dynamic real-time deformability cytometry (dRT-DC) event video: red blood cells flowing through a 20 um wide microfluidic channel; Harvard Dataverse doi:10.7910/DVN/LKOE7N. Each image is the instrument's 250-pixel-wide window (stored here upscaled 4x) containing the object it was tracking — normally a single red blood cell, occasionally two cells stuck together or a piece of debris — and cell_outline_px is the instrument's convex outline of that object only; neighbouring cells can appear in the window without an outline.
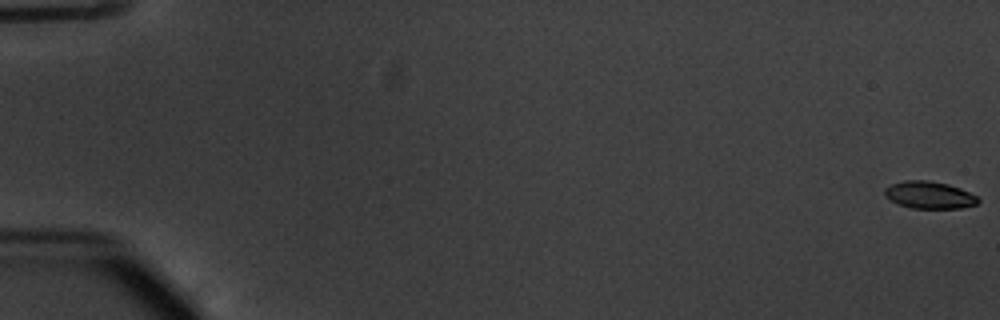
{"species": "common noctule bat (a hibernating species)", "species_latin": "Nyctalus noctula", "temperature_condition": "warm", "stored_images_in_passage": 55, "camera_frame_rate_fps": 3000, "um_per_image_px": 0.085, "animal": {"sex": "male", "body_mass_g": 20.1, "forearm_length_mm": 53.5}, "frame": {"image": 1, "passage_image": 1, "time_ms": 0.0, "image_size_px": [1000, 320], "cell_outline_px": [[980, 200], [976, 204], [960, 208], [912, 208], [900, 204], [884, 196], [884, 188], [892, 184], [904, 180], [928, 180], [948, 184], [960, 188], [976, 196]], "centroid_in_image_um": [78.98, 16.56], "position_along_channel_um": 6.0, "area_um2": 14.68}}
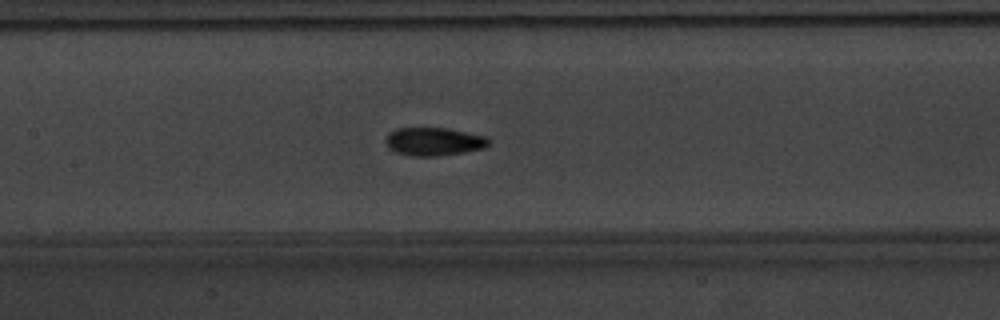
{"frame": {"image": 2, "passage_image": 28, "time_ms": 9.0, "image_size_px": [1000, 320], "cell_outline_px": [[488, 144], [484, 148], [464, 152], [436, 156], [412, 156], [396, 152], [388, 148], [384, 140], [388, 132], [396, 128], [448, 128], [488, 136]], "centroid_in_image_um": [36.85, 12.02], "position_along_channel_um": 170.6, "area_um2": 17.05}}
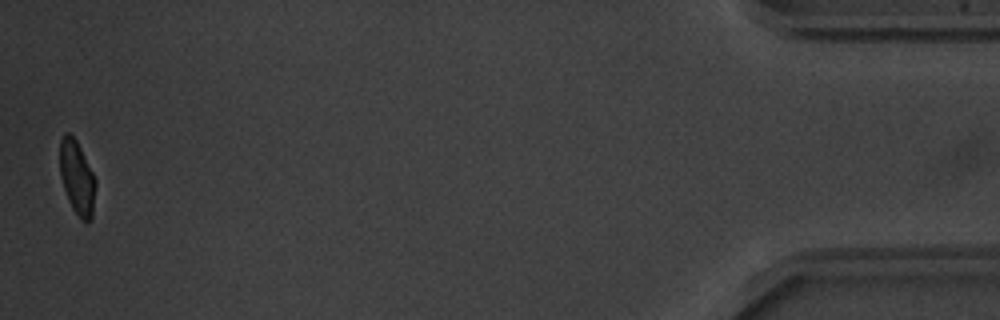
{"frame": {"image": 3, "passage_image": 55, "time_ms": 18.0, "image_size_px": [1000, 320], "cell_outline_px": [[96, 184], [92, 216], [88, 224], [80, 220], [72, 208], [68, 200], [60, 176], [60, 140], [64, 132], [68, 132], [76, 140], [96, 180]], "centroid_in_image_um": [6.54, 15.14], "position_along_channel_um": 428.7, "area_um2": 15.37}, "authors_computed_cell_mechanics": {"area_um2": 16.0106, "velocity_mm_per_s": 3.7948, "shape_relaxation_time_tau1_ms": 3.7673, "shape_relaxation_time_tau2_ms": 1.6974, "deformation_change_tau1": 0.1486, "deformation_change_tau2": 0.0709}}